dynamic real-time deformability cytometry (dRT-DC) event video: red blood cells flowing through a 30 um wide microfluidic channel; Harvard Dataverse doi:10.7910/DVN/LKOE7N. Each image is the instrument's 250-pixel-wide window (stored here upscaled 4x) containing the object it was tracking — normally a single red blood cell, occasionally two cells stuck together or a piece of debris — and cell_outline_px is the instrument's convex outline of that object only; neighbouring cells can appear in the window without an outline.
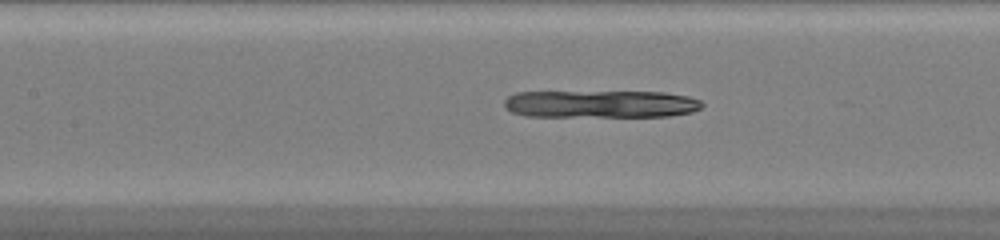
{"species": "common noctule bat (a hibernating species)", "species_latin": "Nyctalus noctula", "temperature_condition": "warm", "stored_images_in_passage": 46, "camera_frame_rate_fps": 3000, "um_per_image_px": 0.085, "animal": {"sex": "female", "body_mass_g": 20.0, "forearm_length_mm": 54.0}, "frame": {"image": 1, "passage_image": 20, "time_ms": 6.333, "image_size_px": [1000, 240], "cell_outline_px": [[704, 104], [700, 108], [692, 112], [668, 116], [524, 116], [512, 112], [504, 108], [504, 100], [508, 96], [516, 92], [664, 92], [688, 96], [700, 100]], "centroid_in_image_um": [51.04, 8.84], "position_along_channel_um": 156.4, "area_um2": 31.73}}
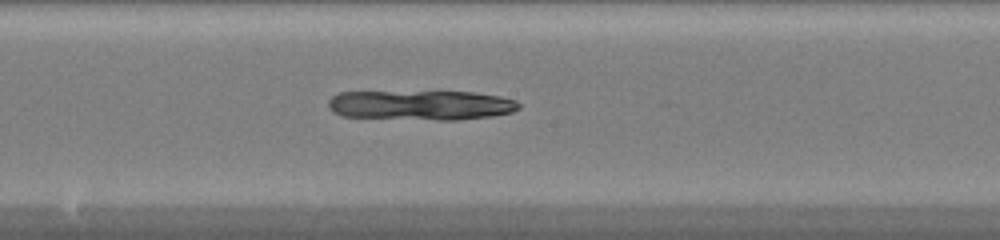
{"frame": {"image": 2, "passage_image": 24, "time_ms": 7.667, "image_size_px": [1000, 240], "cell_outline_px": [[520, 108], [512, 112], [492, 116], [456, 120], [436, 120], [340, 116], [332, 112], [328, 108], [328, 100], [332, 96], [340, 92], [476, 92], [500, 96], [516, 100], [520, 104]], "centroid_in_image_um": [35.77, 8.94], "position_along_channel_um": 212.4, "area_um2": 33.23}}
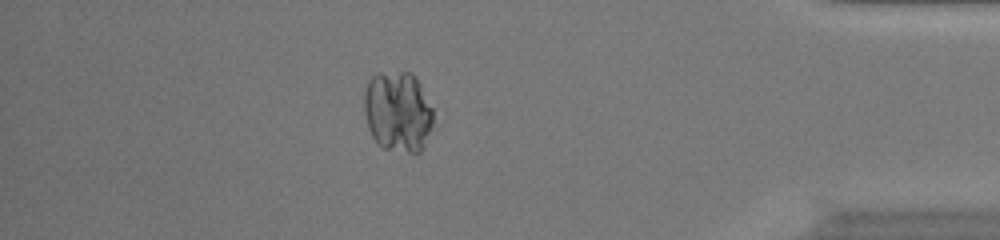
{"frame": {"image": 3, "passage_image": 40, "time_ms": 13.0, "image_size_px": [1000, 240], "cell_outline_px": [[432, 124], [424, 148], [420, 152], [408, 152], [384, 148], [376, 144], [368, 128], [364, 112], [364, 92], [368, 80], [376, 72], [412, 72], [420, 84], [432, 108]], "centroid_in_image_um": [33.79, 9.48], "position_along_channel_um": 401.4, "area_um2": 32.71}}